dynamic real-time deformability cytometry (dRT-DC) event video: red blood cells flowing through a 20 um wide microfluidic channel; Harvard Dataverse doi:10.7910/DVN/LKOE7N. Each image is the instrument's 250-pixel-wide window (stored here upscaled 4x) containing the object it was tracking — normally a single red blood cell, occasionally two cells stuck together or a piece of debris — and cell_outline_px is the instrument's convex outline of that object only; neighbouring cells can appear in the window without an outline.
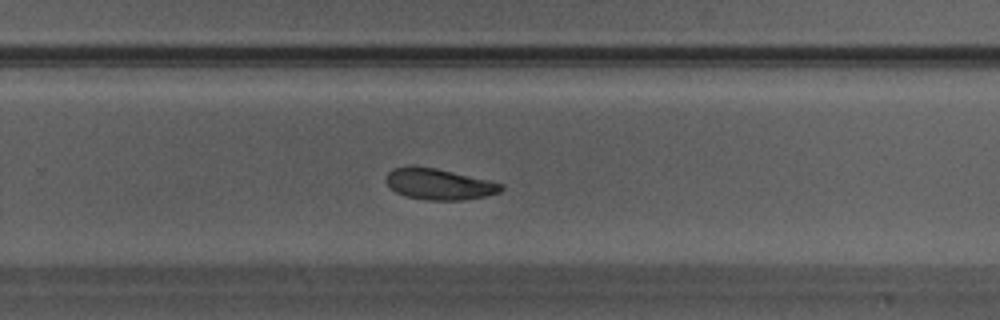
{"species": "Egyptian fruit bat (a non-hibernating species)", "species_latin": "Rousettus aegyptiacus", "temperature_condition": "warm", "stored_images_in_passage": 30, "camera_frame_rate_fps": 3000, "um_per_image_px": 0.085, "animal": {"sex": "male"}, "frame": {"image": 1, "passage_image": 18, "time_ms": 5.667, "image_size_px": [1000, 320], "cell_outline_px": [[504, 188], [500, 192], [484, 196], [464, 200], [424, 200], [404, 196], [396, 192], [384, 180], [384, 176], [392, 168], [436, 168], [488, 180], [504, 184]], "centroid_in_image_um": [37.32, 15.68], "position_along_channel_um": 292.5, "area_um2": 20.52}}